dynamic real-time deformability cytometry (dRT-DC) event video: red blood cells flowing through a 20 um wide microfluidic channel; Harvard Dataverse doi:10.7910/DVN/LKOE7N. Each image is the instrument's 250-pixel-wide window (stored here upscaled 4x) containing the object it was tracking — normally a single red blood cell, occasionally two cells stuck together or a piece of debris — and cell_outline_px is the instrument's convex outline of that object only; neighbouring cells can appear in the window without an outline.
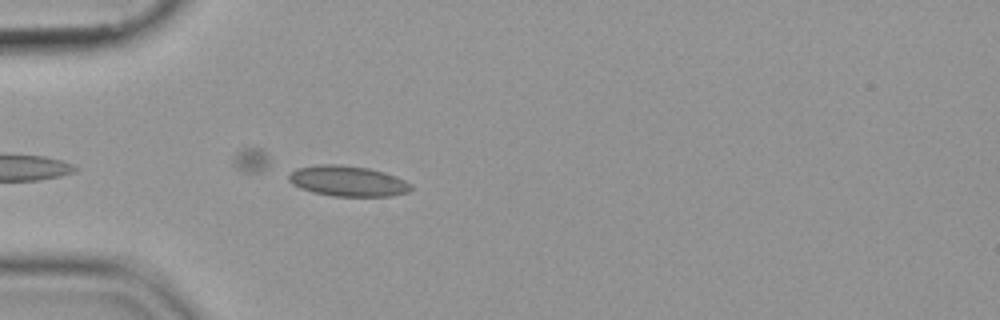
{"species": "common noctule bat (a hibernating species)", "species_latin": "Nyctalus noctula", "temperature_condition": "cold", "stored_images_in_passage": 27, "camera_frame_rate_fps": 3000, "um_per_image_px": 0.085, "animal": {"sex": "female", "body_mass_g": 19.9}, "frame": {"image": 1, "passage_image": 5, "time_ms": 1.333, "image_size_px": [1000, 320], "cell_outline_px": [[412, 188], [408, 192], [392, 196], [332, 196], [312, 192], [300, 188], [292, 184], [288, 180], [288, 176], [296, 168], [320, 164], [340, 164], [368, 168], [384, 172], [396, 176], [412, 184]], "centroid_in_image_um": [29.56, 15.39], "position_along_channel_um": 55.4, "area_um2": 21.85}}